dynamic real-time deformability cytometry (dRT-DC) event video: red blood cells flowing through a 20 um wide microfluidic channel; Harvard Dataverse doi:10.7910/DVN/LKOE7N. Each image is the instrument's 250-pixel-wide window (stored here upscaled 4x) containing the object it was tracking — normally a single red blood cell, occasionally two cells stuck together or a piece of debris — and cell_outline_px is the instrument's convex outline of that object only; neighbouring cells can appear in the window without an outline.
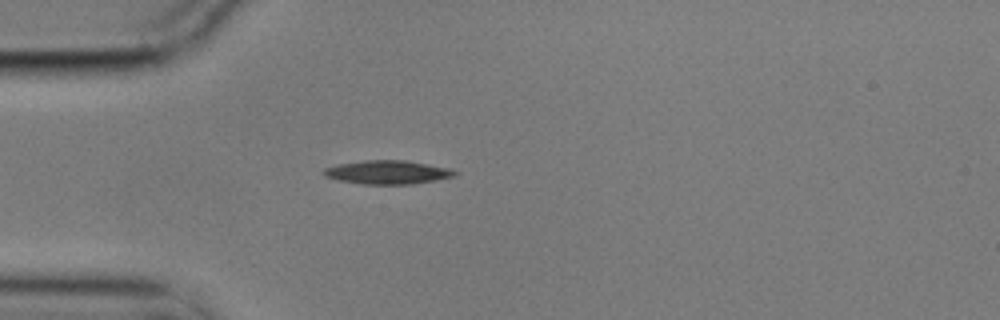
{"species": "common noctule bat (a hibernating species)", "species_latin": "Nyctalus noctula", "temperature_condition": "cold", "stored_images_in_passage": 42, "camera_frame_rate_fps": 3000, "um_per_image_px": 0.085, "animal": {"sex": "male", "body_mass_g": 17.9}, "frame": {"image": 1, "passage_image": 1, "time_ms": 0.0, "image_size_px": [1000, 320], "cell_outline_px": [[460, 172], [456, 176], [436, 180], [412, 184], [360, 184], [340, 180], [324, 176], [320, 172], [324, 168], [336, 164], [364, 160], [404, 160], [452, 168]], "centroid_in_image_um": [32.95, 14.64], "position_along_channel_um": 52.0, "area_um2": 18.32}}
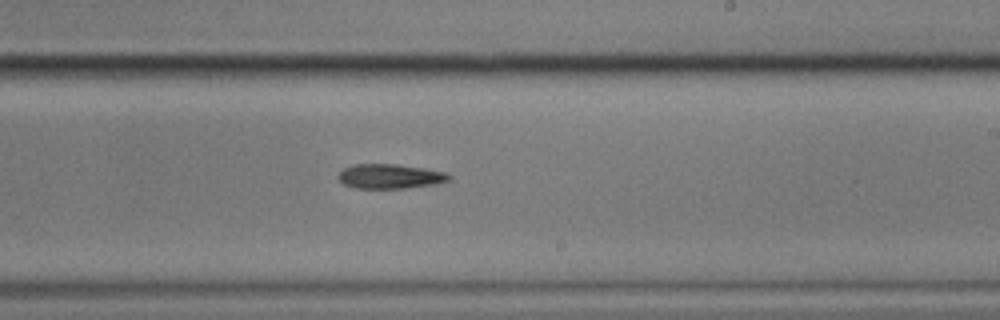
{"frame": {"image": 2, "passage_image": 19, "time_ms": 6.0, "image_size_px": [1000, 320], "cell_outline_px": [[452, 176], [448, 180], [436, 184], [408, 188], [356, 188], [344, 184], [336, 176], [344, 168], [352, 164], [396, 164], [424, 168], [444, 172]], "centroid_in_image_um": [33.14, 14.98], "position_along_channel_um": 255.9, "area_um2": 15.84}}
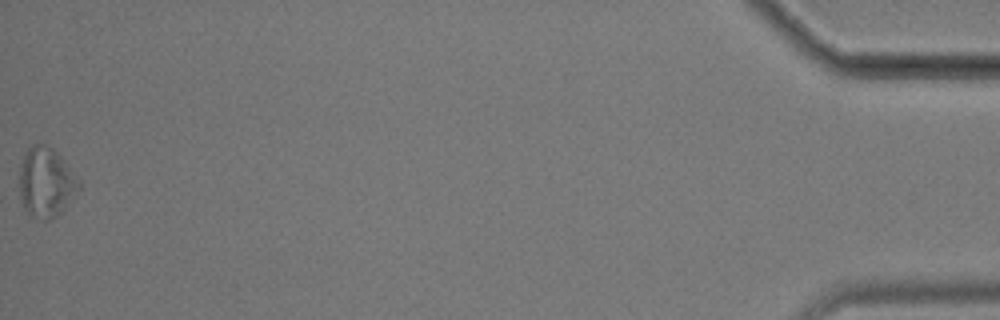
{"frame": {"image": 3, "passage_image": 42, "time_ms": 13.667, "image_size_px": [1000, 320], "cell_outline_px": [[80, 188], [64, 208], [56, 216], [48, 220], [44, 220], [28, 212], [16, 200], [20, 164], [24, 152], [32, 144], [44, 144], [52, 148], [64, 160], [80, 180]], "centroid_in_image_um": [3.85, 15.49], "position_along_channel_um": 431.4, "area_um2": 24.62}}